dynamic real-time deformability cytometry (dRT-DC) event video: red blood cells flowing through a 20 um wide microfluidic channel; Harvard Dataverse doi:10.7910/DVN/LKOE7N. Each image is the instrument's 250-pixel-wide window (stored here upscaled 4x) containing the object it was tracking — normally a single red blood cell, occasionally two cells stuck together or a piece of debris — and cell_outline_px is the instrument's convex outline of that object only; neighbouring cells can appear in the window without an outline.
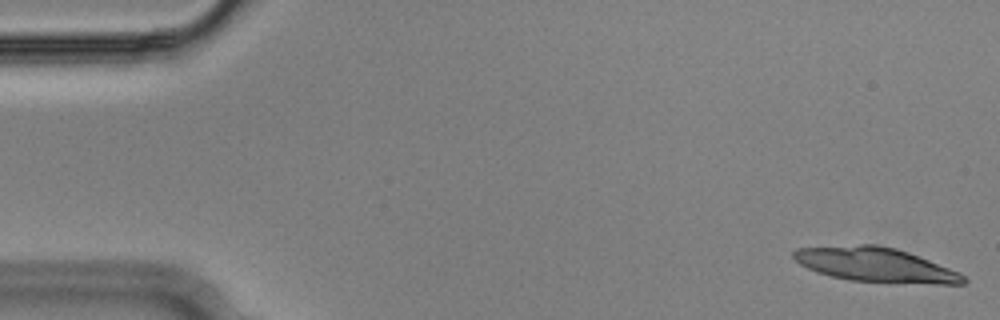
{"species": "Egyptian fruit bat (a non-hibernating species)", "species_latin": "Rousettus aegyptiacus", "temperature_condition": "cold", "stored_images_in_passage": 21, "camera_frame_rate_fps": 3000, "um_per_image_px": 0.085, "animal": {"sex": "male"}, "frame": {"image": 1, "passage_image": 1, "time_ms": 0.0, "image_size_px": [1000, 320], "cell_outline_px": [[968, 280], [964, 284], [936, 284], [848, 280], [816, 272], [800, 264], [792, 256], [792, 252], [796, 248], [860, 244], [876, 244], [896, 248], [908, 252], [960, 272]], "centroid_in_image_um": [74.42, 22.5], "position_along_channel_um": 10.6, "area_um2": 33.93}}